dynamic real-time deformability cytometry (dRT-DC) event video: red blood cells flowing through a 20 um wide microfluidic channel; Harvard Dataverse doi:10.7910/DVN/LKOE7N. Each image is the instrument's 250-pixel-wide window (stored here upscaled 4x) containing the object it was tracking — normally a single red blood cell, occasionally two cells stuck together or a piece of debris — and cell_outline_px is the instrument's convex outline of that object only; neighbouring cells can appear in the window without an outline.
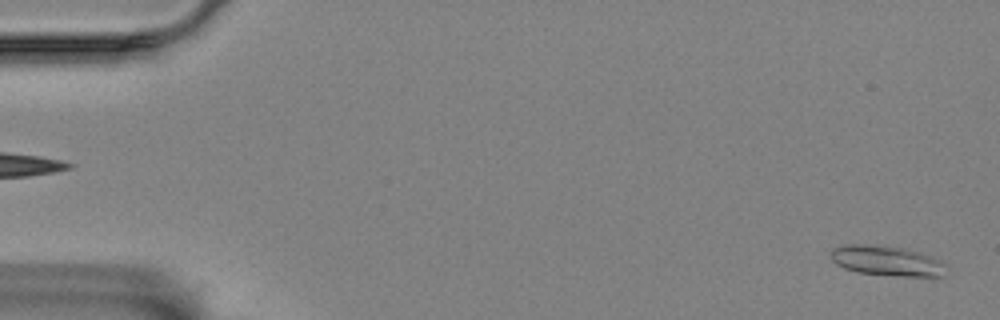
{"species": "Egyptian fruit bat (a non-hibernating species)", "species_latin": "Rousettus aegyptiacus", "temperature_condition": "room temperature", "stored_images_in_passage": 57, "camera_frame_rate_fps": 3000, "um_per_image_px": 0.085, "animal": {"sex": "female"}, "frame": {"image": 1, "passage_image": 2, "time_ms": 0.333, "image_size_px": [1000, 320], "cell_outline_px": [[944, 276], [896, 276], [856, 272], [844, 268], [836, 264], [832, 260], [832, 248], [844, 244], [860, 244], [904, 248], [920, 252], [940, 260]], "centroid_in_image_um": [75.31, 22.16], "position_along_channel_um": 9.7, "area_um2": 19.88}}
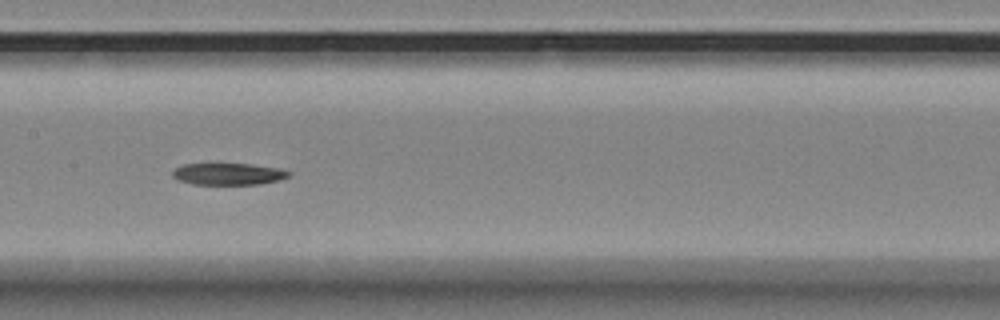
{"frame": {"image": 2, "passage_image": 29, "time_ms": 9.333, "image_size_px": [1000, 320], "cell_outline_px": [[292, 176], [280, 180], [260, 184], [192, 184], [176, 180], [172, 176], [172, 172], [176, 168], [184, 164], [216, 160], [252, 164], [280, 168], [292, 172]], "centroid_in_image_um": [19.39, 14.73], "position_along_channel_um": 188.0, "area_um2": 15.9}}
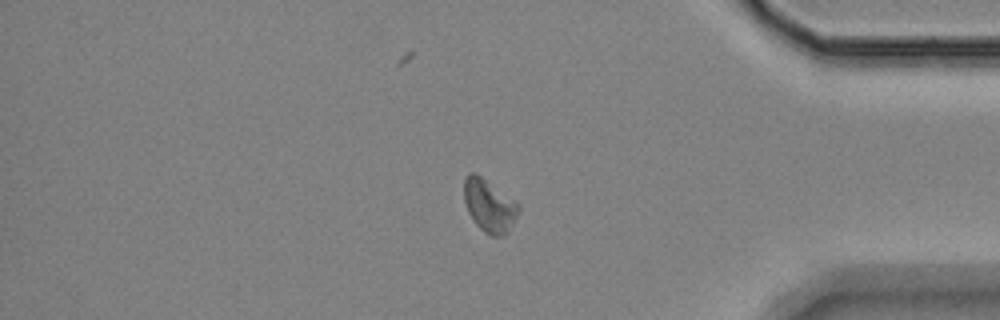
{"frame": {"image": 3, "passage_image": 49, "time_ms": 16.0, "image_size_px": [1000, 320], "cell_outline_px": [[520, 208], [508, 232], [504, 236], [492, 236], [484, 232], [472, 220], [468, 212], [464, 200], [464, 176], [468, 172], [476, 172], [516, 200], [520, 204]], "centroid_in_image_um": [41.58, 17.45], "position_along_channel_um": 393.6, "area_um2": 17.05}}